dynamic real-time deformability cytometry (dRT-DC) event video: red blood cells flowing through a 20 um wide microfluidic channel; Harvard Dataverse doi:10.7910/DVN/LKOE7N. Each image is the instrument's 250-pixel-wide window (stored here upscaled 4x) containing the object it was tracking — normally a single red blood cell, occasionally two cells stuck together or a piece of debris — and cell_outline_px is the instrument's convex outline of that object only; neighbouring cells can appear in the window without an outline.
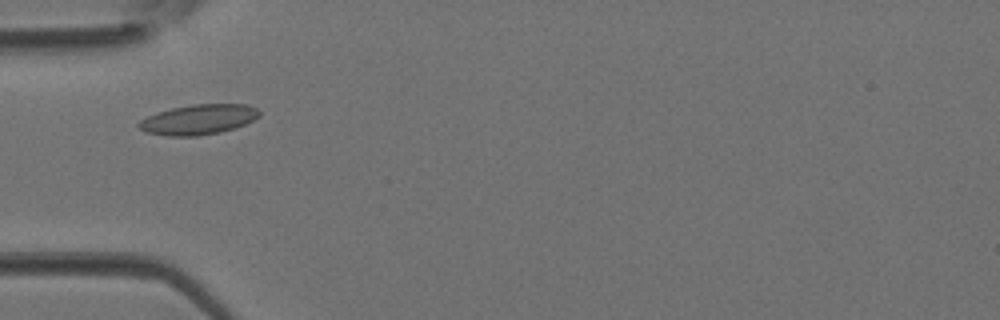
{"species": "Egyptian fruit bat (a non-hibernating species)", "species_latin": "Rousettus aegyptiacus", "temperature_condition": "room temperature", "stored_images_in_passage": 37, "camera_frame_rate_fps": 3000, "um_per_image_px": 0.085, "animal": {"sex": "female"}, "frame": {"image": 1, "passage_image": 8, "time_ms": 2.333, "image_size_px": [1000, 320], "cell_outline_px": [[260, 116], [236, 128], [220, 132], [196, 136], [168, 136], [144, 132], [136, 124], [140, 120], [148, 116], [172, 108], [192, 104], [248, 104], [256, 108], [260, 112]], "centroid_in_image_um": [16.87, 10.16], "position_along_channel_um": 68.1, "area_um2": 21.1}}
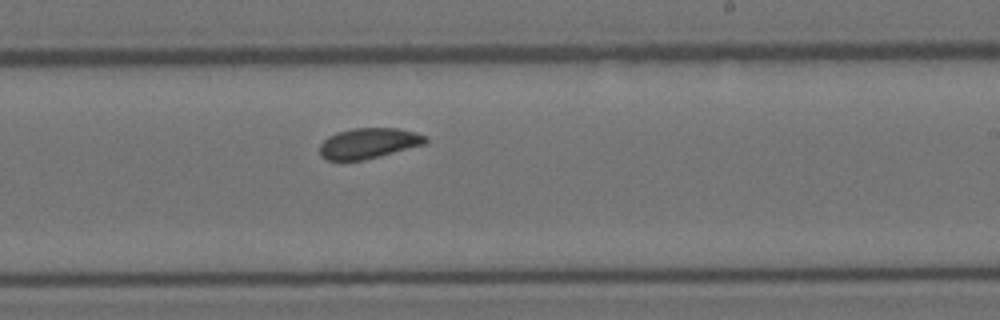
{"frame": {"image": 2, "passage_image": 20, "time_ms": 6.333, "image_size_px": [1000, 320], "cell_outline_px": [[428, 140], [424, 144], [380, 156], [364, 160], [328, 160], [320, 156], [320, 144], [328, 136], [336, 132], [352, 128], [400, 128], [416, 132], [424, 136]], "centroid_in_image_um": [31.31, 12.17], "position_along_channel_um": 257.7, "area_um2": 18.79}}
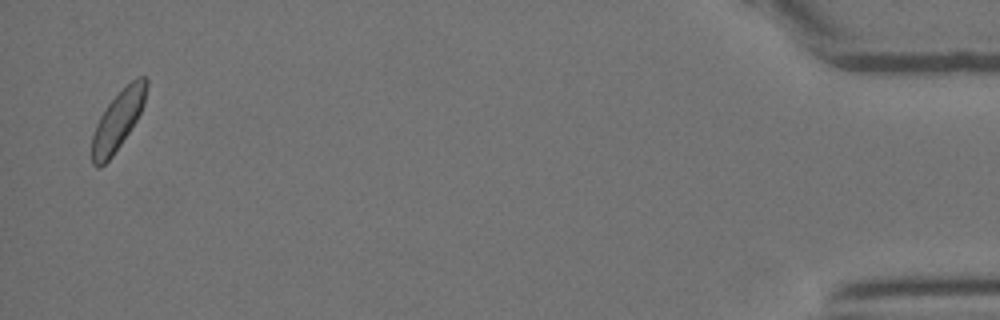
{"frame": {"image": 3, "passage_image": 36, "time_ms": 11.667, "image_size_px": [1000, 320], "cell_outline_px": [[148, 84], [144, 104], [136, 120], [112, 156], [100, 168], [96, 168], [92, 164], [92, 136], [96, 124], [100, 116], [108, 104], [136, 76], [144, 76], [148, 80]], "centroid_in_image_um": [10.02, 10.23], "position_along_channel_um": 425.2, "area_um2": 18.38}}